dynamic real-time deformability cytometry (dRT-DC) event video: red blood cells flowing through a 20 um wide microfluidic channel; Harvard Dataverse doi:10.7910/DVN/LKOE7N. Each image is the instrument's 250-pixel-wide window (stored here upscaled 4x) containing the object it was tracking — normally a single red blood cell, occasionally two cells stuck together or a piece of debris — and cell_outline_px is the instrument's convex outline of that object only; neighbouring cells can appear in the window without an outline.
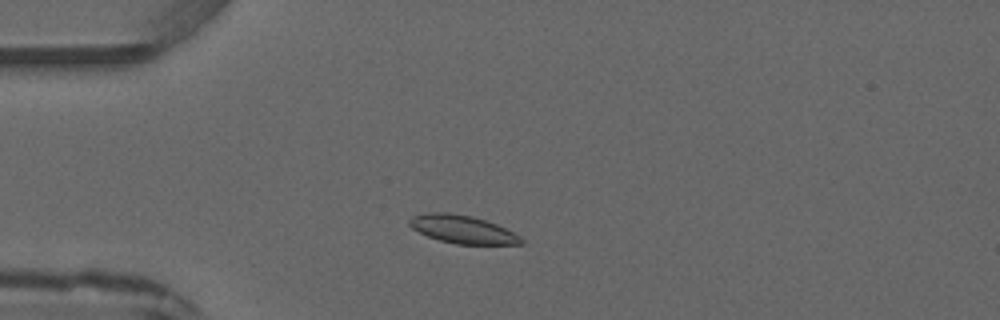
{"species": "common noctule bat (a hibernating species)", "species_latin": "Nyctalus noctula", "temperature_condition": "warm", "stored_images_in_passage": 2, "camera_frame_rate_fps": 3000, "um_per_image_px": 0.085, "animal": {"sex": "male", "forearm_length_mm": 52.5}, "frame": {"image": 1, "passage_image": 2, "time_ms": 1.0, "image_size_px": [1000, 320], "cell_outline_px": [[524, 244], [456, 244], [440, 240], [428, 236], [412, 228], [408, 224], [408, 220], [412, 216], [424, 212], [448, 212], [472, 216], [496, 224], [520, 236], [524, 240]], "centroid_in_image_um": [39.28, 19.48], "position_along_channel_um": 45.7, "area_um2": 18.21}}